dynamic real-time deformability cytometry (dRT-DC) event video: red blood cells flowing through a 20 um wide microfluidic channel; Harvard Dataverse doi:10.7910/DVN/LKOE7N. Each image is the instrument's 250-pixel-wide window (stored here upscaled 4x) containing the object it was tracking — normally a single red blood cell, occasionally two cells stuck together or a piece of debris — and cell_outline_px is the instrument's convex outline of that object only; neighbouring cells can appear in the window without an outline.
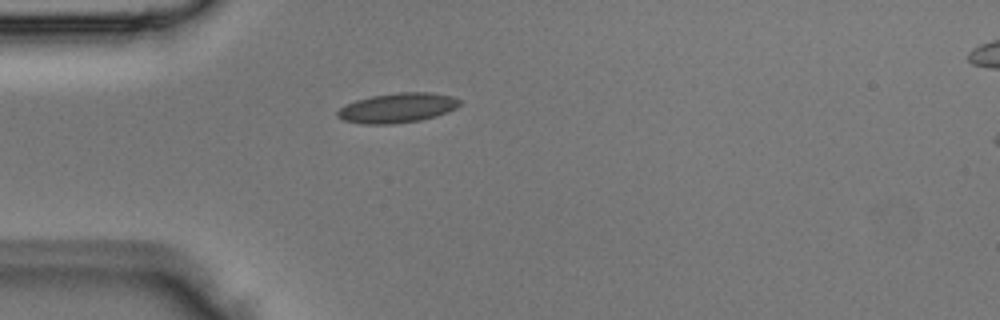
{"species": "Egyptian fruit bat (a non-hibernating species)", "species_latin": "Rousettus aegyptiacus", "temperature_condition": "room temperature", "stored_images_in_passage": 1, "camera_frame_rate_fps": 3000, "um_per_image_px": 0.085, "animal": {"sex": "male"}, "frame": {"image": 1, "passage_image": 1, "time_ms": 0.0, "image_size_px": [1000, 320], "cell_outline_px": [[460, 104], [456, 108], [448, 112], [436, 116], [420, 120], [392, 124], [364, 124], [344, 120], [336, 116], [336, 112], [344, 104], [356, 100], [372, 96], [400, 92], [428, 92], [452, 96], [460, 100]], "centroid_in_image_um": [33.77, 9.17], "position_along_channel_um": 51.2, "area_um2": 21.15}}